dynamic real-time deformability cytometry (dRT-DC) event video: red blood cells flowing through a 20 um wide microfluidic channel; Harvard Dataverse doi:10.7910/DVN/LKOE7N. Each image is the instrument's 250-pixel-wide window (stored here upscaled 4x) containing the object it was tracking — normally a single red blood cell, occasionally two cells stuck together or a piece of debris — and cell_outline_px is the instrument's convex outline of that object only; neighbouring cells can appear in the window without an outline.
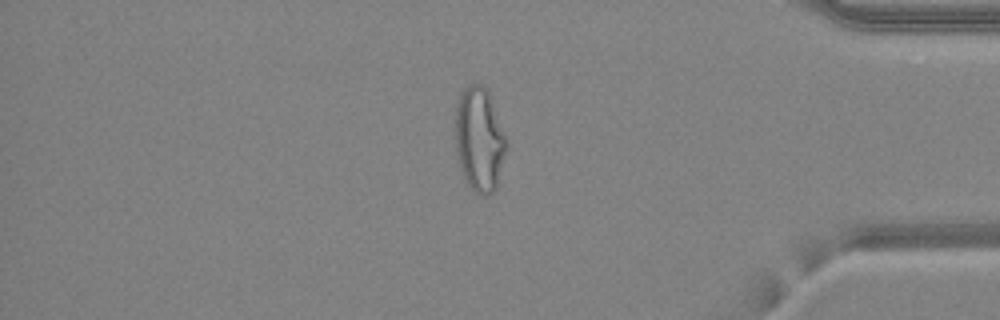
{"species": "common noctule bat (a hibernating species)", "species_latin": "Nyctalus noctula", "temperature_condition": "warm", "stored_images_in_passage": 48, "camera_frame_rate_fps": 3000, "um_per_image_px": 0.085, "animal": {"sex": "female", "body_mass_g": 24.6, "forearm_length_mm": 56.2}, "frame": {"image": 1, "passage_image": 41, "time_ms": 13.333, "image_size_px": [1000, 320], "cell_outline_px": [[508, 148], [496, 188], [492, 192], [484, 196], [476, 192], [464, 180], [456, 156], [452, 116], [460, 92], [468, 84], [480, 84], [488, 92], [492, 100], [508, 140]], "centroid_in_image_um": [40.71, 11.83], "position_along_channel_um": 394.5, "area_um2": 32.14}}